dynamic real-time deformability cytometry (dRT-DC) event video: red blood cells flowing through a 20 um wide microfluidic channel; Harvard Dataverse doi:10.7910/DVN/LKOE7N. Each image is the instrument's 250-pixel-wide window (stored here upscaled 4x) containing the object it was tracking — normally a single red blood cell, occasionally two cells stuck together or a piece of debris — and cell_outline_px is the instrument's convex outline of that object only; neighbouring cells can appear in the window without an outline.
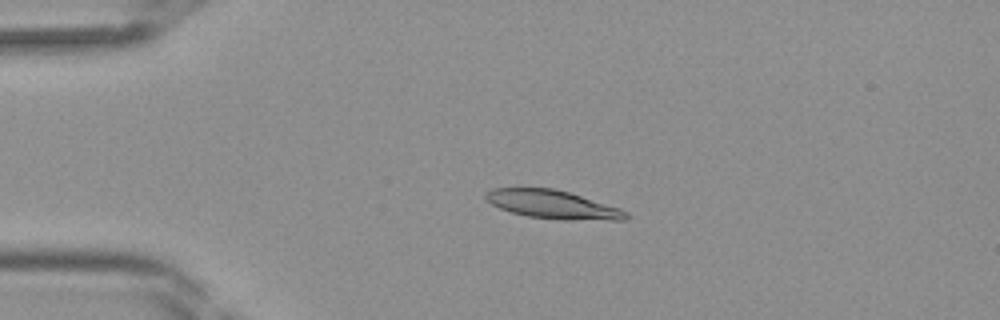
{"species": "Egyptian fruit bat (a non-hibernating species)", "species_latin": "Rousettus aegyptiacus", "temperature_condition": "room temperature", "stored_images_in_passage": 42, "camera_frame_rate_fps": 3000, "um_per_image_px": 0.085, "frame": {"image": 1, "passage_image": 10, "time_ms": 3.0, "image_size_px": [1000, 320], "cell_outline_px": [[628, 220], [564, 220], [528, 216], [512, 212], [500, 208], [492, 204], [484, 196], [484, 192], [492, 188], [552, 188], [568, 192], [620, 208], [628, 212]], "centroid_in_image_um": [46.99, 17.39], "position_along_channel_um": 38.0, "area_um2": 23.12}}
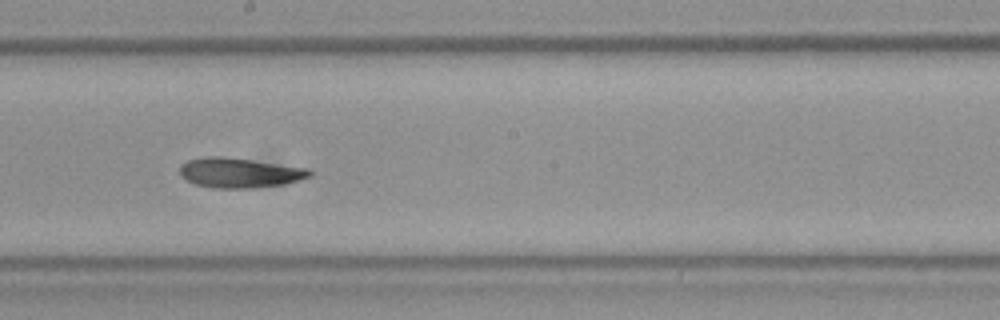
{"frame": {"image": 2, "passage_image": 24, "time_ms": 7.667, "image_size_px": [1000, 320], "cell_outline_px": [[312, 176], [300, 180], [284, 184], [252, 188], [212, 188], [196, 184], [184, 180], [180, 176], [180, 164], [188, 160], [204, 156], [220, 156], [252, 160], [308, 168], [312, 172]], "centroid_in_image_um": [20.33, 14.69], "position_along_channel_um": 227.9, "area_um2": 22.77}}
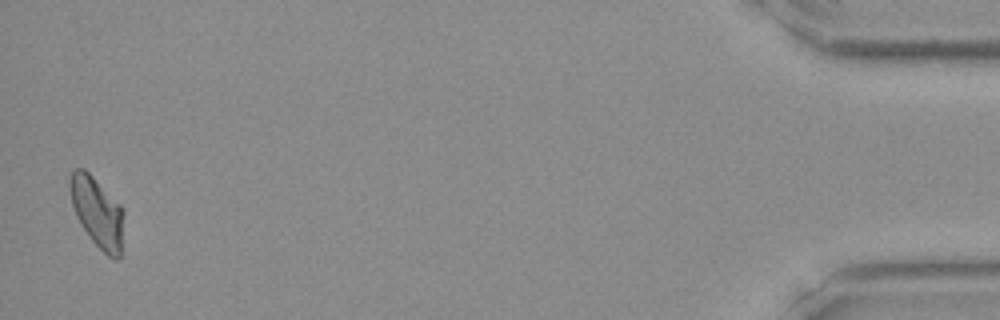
{"frame": {"image": 3, "passage_image": 42, "time_ms": 13.667, "image_size_px": [1000, 320], "cell_outline_px": [[124, 216], [120, 260], [116, 260], [108, 256], [92, 240], [76, 216], [72, 204], [68, 188], [68, 184], [72, 172], [76, 168], [84, 168], [120, 204], [124, 212]], "centroid_in_image_um": [8.27, 18.04], "position_along_channel_um": 426.9, "area_um2": 21.91}}